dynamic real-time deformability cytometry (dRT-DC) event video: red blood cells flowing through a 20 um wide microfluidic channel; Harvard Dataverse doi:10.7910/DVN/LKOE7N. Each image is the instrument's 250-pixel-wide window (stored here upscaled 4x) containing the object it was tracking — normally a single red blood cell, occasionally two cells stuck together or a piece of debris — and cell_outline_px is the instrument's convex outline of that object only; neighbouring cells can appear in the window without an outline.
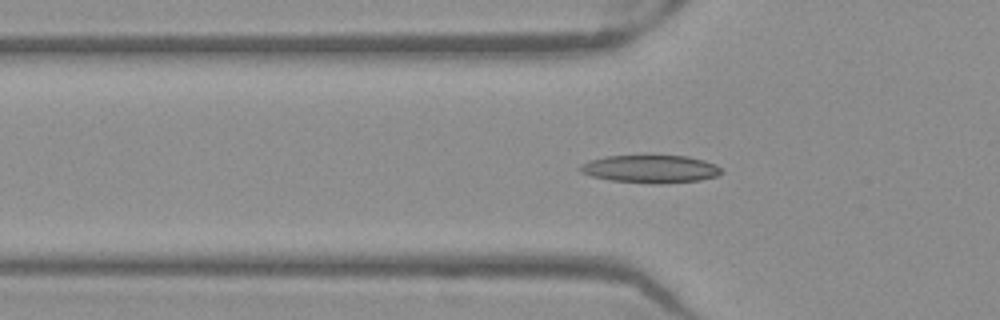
{"species": "Egyptian fruit bat (a non-hibernating species)", "species_latin": "Rousettus aegyptiacus", "temperature_condition": "warm", "stored_images_in_passage": 53, "camera_frame_rate_fps": 3000, "um_per_image_px": 0.085, "frame": {"image": 1, "passage_image": 18, "time_ms": 5.667, "image_size_px": [1000, 320], "cell_outline_px": [[724, 172], [716, 176], [700, 180], [660, 184], [612, 180], [592, 176], [580, 172], [576, 168], [580, 164], [588, 160], [604, 156], [688, 156], [704, 160], [716, 164]], "centroid_in_image_um": [55.27, 14.36], "position_along_channel_um": 70.5, "area_um2": 22.95}}
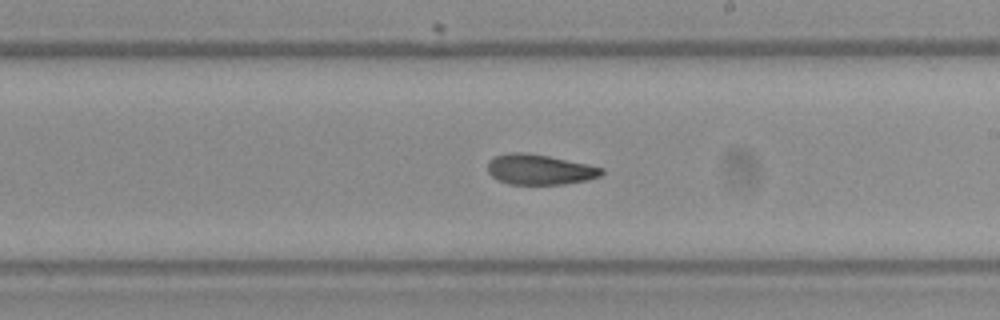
{"frame": {"image": 2, "passage_image": 31, "time_ms": 10.0, "image_size_px": [1000, 320], "cell_outline_px": [[604, 172], [600, 176], [588, 180], [564, 184], [508, 184], [492, 176], [488, 172], [488, 160], [492, 156], [508, 152], [528, 152], [588, 164], [604, 168]], "centroid_in_image_um": [45.86, 14.39], "position_along_channel_um": 243.1, "area_um2": 20.29}}
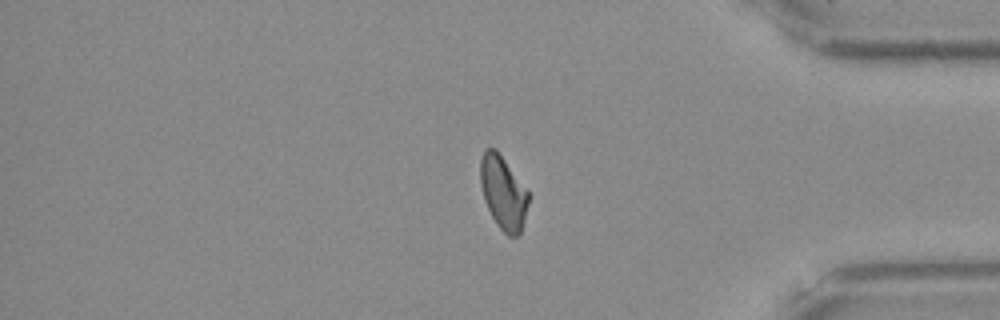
{"frame": {"image": 3, "passage_image": 44, "time_ms": 14.333, "image_size_px": [1000, 320], "cell_outline_px": [[528, 204], [520, 236], [508, 236], [496, 224], [484, 200], [480, 184], [480, 156], [484, 148], [496, 148], [528, 192]], "centroid_in_image_um": [42.74, 16.36], "position_along_channel_um": 392.5, "area_um2": 20.52}, "authors_computed_cell_mechanics": {"area_um2": 20.9236, "velocity_mm_per_s": 3.9681, "shape_relaxation_time_tau1_ms": 3.8135, "shape_relaxation_time_tau2_ms": 2.598, "deformation_change_tau1": 0.1735, "deformation_change_tau2": 0.1032}}